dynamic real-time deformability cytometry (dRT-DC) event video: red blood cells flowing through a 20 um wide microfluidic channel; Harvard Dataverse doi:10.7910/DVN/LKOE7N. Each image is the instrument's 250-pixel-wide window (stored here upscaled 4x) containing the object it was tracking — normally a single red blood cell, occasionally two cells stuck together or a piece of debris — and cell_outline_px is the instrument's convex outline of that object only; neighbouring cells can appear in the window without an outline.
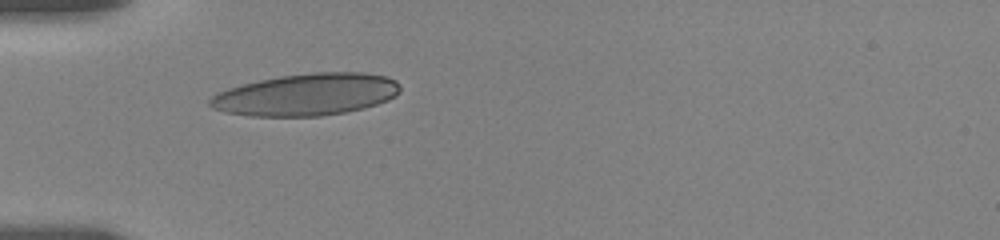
{"species": "human", "species_latin": "Homo sapiens", "temperature_condition": "room temperature", "stored_images_in_passage": 9, "camera_frame_rate_fps": 3000, "um_per_image_px": 0.085, "donor": {"sex": "female"}, "frame": {"image": 1, "passage_image": 1, "time_ms": 0.0, "image_size_px": [1000, 240], "cell_outline_px": [[400, 92], [396, 96], [388, 100], [364, 108], [344, 112], [320, 116], [248, 116], [224, 112], [212, 108], [208, 104], [208, 100], [212, 96], [228, 88], [260, 80], [280, 76], [312, 72], [364, 72], [384, 76], [396, 80], [400, 84]], "centroid_in_image_um": [26.06, 8.04], "position_along_channel_um": 58.9, "area_um2": 46.64}}
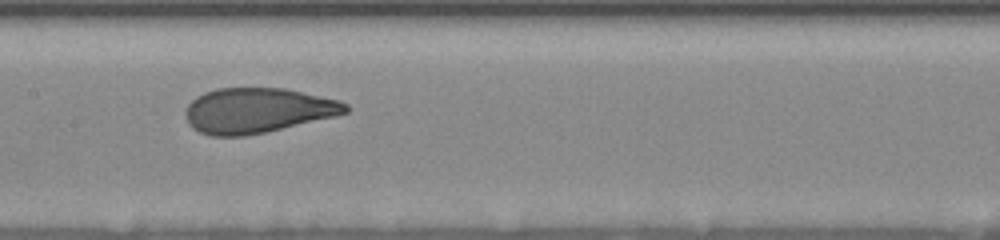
{"frame": {"image": 2, "passage_image": 6, "time_ms": 3.667, "image_size_px": [1000, 240], "cell_outline_px": [[348, 112], [332, 116], [264, 132], [244, 136], [212, 136], [200, 132], [192, 128], [188, 124], [184, 112], [188, 104], [196, 96], [204, 92], [216, 88], [284, 88], [340, 100], [348, 104]], "centroid_in_image_um": [21.82, 9.38], "position_along_channel_um": 185.6, "area_um2": 41.79}}
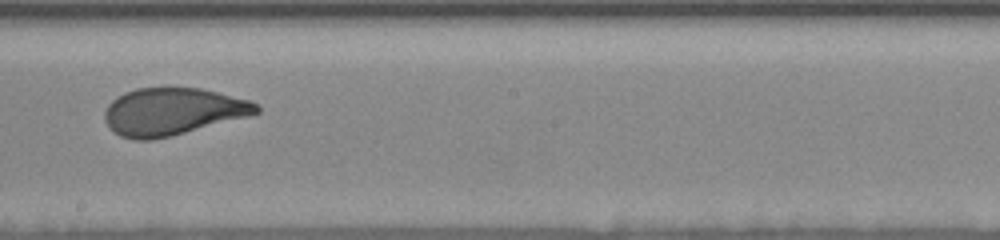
{"frame": {"image": 3, "passage_image": 8, "time_ms": 5.0, "image_size_px": [1000, 240], "cell_outline_px": [[260, 112], [252, 116], [172, 136], [152, 140], [132, 140], [120, 136], [104, 120], [104, 112], [108, 104], [116, 96], [124, 92], [136, 88], [164, 84], [168, 84], [200, 88], [248, 100], [256, 104], [260, 108]], "centroid_in_image_um": [14.66, 9.45], "position_along_channel_um": 233.5, "area_um2": 42.95}}